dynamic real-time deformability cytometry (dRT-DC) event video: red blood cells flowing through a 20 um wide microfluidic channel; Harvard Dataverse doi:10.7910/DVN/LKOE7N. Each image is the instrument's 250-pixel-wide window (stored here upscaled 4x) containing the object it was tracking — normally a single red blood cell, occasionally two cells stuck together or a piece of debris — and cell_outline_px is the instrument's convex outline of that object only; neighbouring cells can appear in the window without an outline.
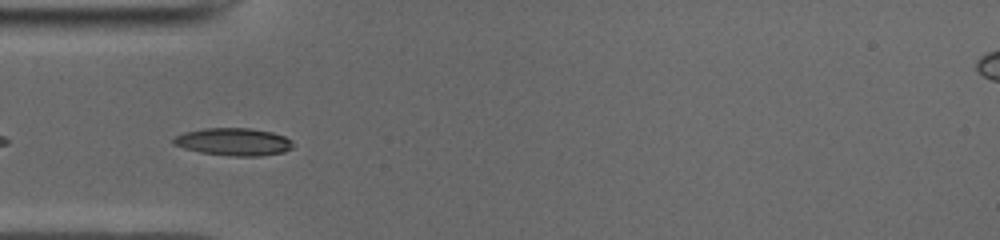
{"species": "common noctule bat (a hibernating species)", "species_latin": "Nyctalus noctula", "temperature_condition": "cold", "stored_images_in_passage": 38, "camera_frame_rate_fps": 3000, "um_per_image_px": 0.085, "animal": {"sex": "male", "body_mass_g": 19.0, "forearm_length_mm": 50.8}, "frame": {"image": 1, "passage_image": 3, "time_ms": 0.667, "image_size_px": [1000, 240], "cell_outline_px": [[292, 148], [284, 152], [260, 156], [232, 156], [200, 152], [184, 148], [172, 144], [172, 140], [176, 136], [184, 132], [204, 128], [252, 128], [272, 132], [284, 136], [292, 140]], "centroid_in_image_um": [19.86, 12.05], "position_along_channel_um": 65.1, "area_um2": 19.25}}
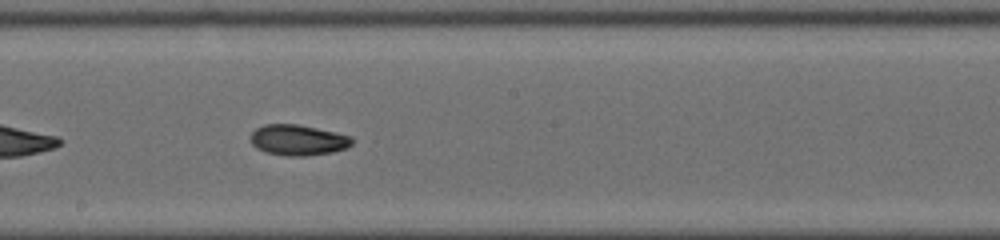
{"frame": {"image": 2, "passage_image": 15, "time_ms": 4.667, "image_size_px": [1000, 240], "cell_outline_px": [[352, 144], [348, 148], [332, 152], [308, 156], [288, 156], [264, 152], [256, 148], [252, 144], [252, 132], [256, 128], [264, 124], [296, 124], [336, 132], [352, 136]], "centroid_in_image_um": [25.35, 11.91], "position_along_channel_um": 222.9, "area_um2": 18.21}}
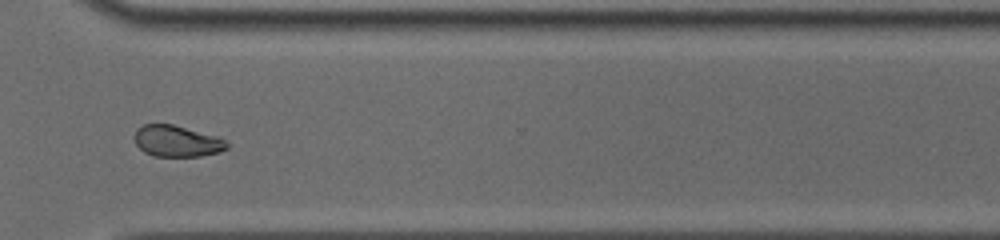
{"frame": {"image": 3, "passage_image": 25, "time_ms": 8.0, "image_size_px": [1000, 240], "cell_outline_px": [[232, 144], [228, 148], [220, 152], [200, 156], [152, 156], [144, 152], [136, 144], [136, 128], [144, 124], [172, 124], [220, 136]], "centroid_in_image_um": [15.11, 11.99], "position_along_channel_um": 355.5, "area_um2": 17.11}, "authors_computed_cell_mechanics": {"area_um2": 17.8313, "velocity_mm_per_s": 3.9587, "shape_relaxation_time_tau1_ms": 3.4214, "shape_relaxation_time_tau2_ms": 2.4731, "deformation_change_tau1": 0.1357, "deformation_change_tau2": 0.0725}}